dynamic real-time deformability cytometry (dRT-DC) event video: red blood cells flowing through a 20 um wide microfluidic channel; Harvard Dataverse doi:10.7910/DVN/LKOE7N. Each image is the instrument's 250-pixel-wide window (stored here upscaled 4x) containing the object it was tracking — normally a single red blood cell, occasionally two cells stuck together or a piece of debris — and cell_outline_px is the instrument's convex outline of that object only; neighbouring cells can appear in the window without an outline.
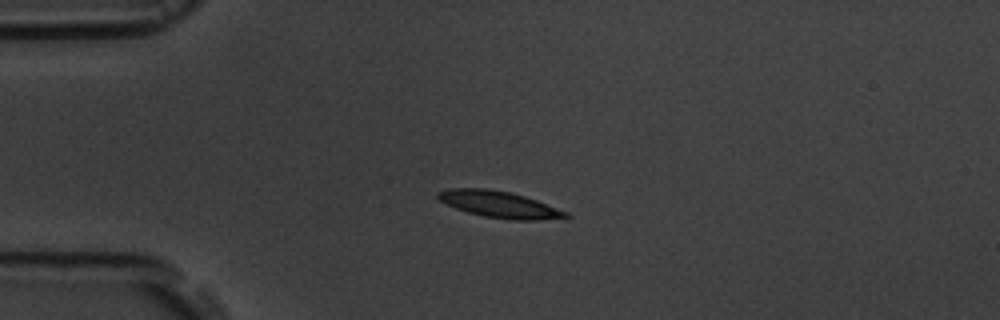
{"species": "common noctule bat (a hibernating species)", "species_latin": "Nyctalus noctula", "temperature_condition": "room temperature", "stored_images_in_passage": 16, "camera_frame_rate_fps": 3000, "um_per_image_px": 0.085, "animal": {"sex": "male", "body_mass_g": 19.5, "forearm_length_mm": 54.6}, "frame": {"image": 1, "passage_image": 4, "time_ms": 3.333, "image_size_px": [1000, 320], "cell_outline_px": [[572, 216], [536, 220], [508, 220], [484, 216], [468, 212], [456, 208], [440, 200], [436, 196], [436, 192], [448, 188], [488, 188], [512, 192], [536, 200], [568, 212]], "centroid_in_image_um": [42.42, 17.36], "position_along_channel_um": 42.6, "area_um2": 19.71}}
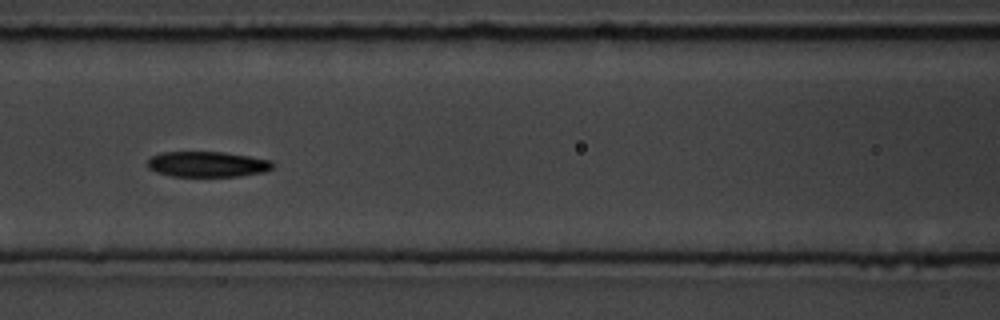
{"frame": {"image": 2, "passage_image": 7, "time_ms": 7.0, "image_size_px": [1000, 320], "cell_outline_px": [[276, 164], [272, 168], [264, 172], [240, 176], [172, 176], [156, 172], [148, 168], [148, 160], [152, 156], [160, 152], [224, 152], [272, 160]], "centroid_in_image_um": [17.65, 13.96], "position_along_channel_um": 149.0, "area_um2": 18.67}}
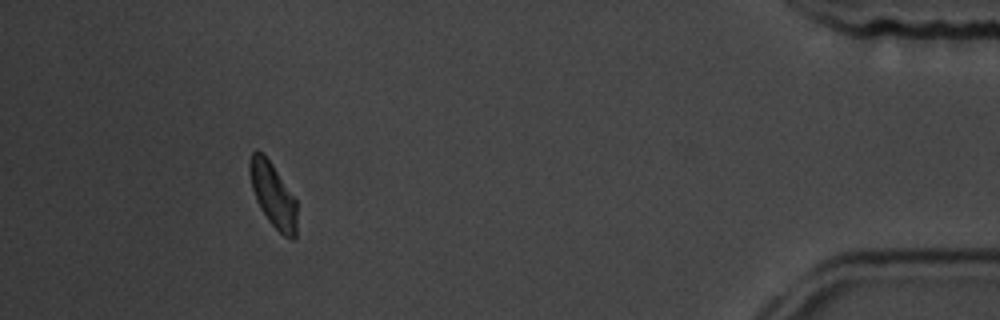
{"frame": {"image": 3, "passage_image": 15, "time_ms": 16.0, "image_size_px": [1000, 320], "cell_outline_px": [[296, 236], [292, 240], [284, 236], [268, 220], [260, 208], [256, 200], [252, 188], [248, 172], [248, 164], [252, 152], [256, 148], [272, 164], [296, 200]], "centroid_in_image_um": [23.18, 16.56], "position_along_channel_um": 412.0, "area_um2": 17.57}, "authors_computed_cell_mechanics": {"area_um2": 18.8139, "velocity_mm_per_s": 3.5988, "shape_relaxation_time_tau1_ms": 2.1981, "shape_relaxation_time_tau2_ms": null, "deformation_change_tau1": 0.0831, "deformation_change_tau2": null}}